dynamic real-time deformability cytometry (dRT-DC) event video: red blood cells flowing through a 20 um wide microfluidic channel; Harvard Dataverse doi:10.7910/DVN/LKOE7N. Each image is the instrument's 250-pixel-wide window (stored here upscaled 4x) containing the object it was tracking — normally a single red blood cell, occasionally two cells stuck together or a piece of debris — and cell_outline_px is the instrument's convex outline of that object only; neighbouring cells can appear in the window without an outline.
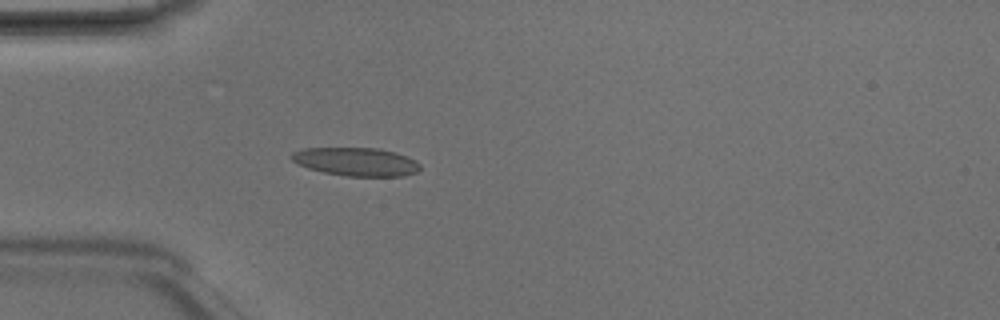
{"species": "Egyptian fruit bat (a non-hibernating species)", "species_latin": "Rousettus aegyptiacus", "temperature_condition": "room temperature", "stored_images_in_passage": 2, "camera_frame_rate_fps": 3000, "um_per_image_px": 0.085, "animal": {"sex": "male"}, "frame": {"image": 1, "passage_image": 2, "time_ms": 0.333, "image_size_px": [1000, 320], "cell_outline_px": [[420, 168], [416, 172], [404, 176], [344, 176], [324, 172], [308, 168], [292, 160], [288, 156], [292, 152], [304, 148], [376, 148], [392, 152], [416, 160], [420, 164]], "centroid_in_image_um": [30.24, 13.75], "position_along_channel_um": 54.8, "area_um2": 21.1}}